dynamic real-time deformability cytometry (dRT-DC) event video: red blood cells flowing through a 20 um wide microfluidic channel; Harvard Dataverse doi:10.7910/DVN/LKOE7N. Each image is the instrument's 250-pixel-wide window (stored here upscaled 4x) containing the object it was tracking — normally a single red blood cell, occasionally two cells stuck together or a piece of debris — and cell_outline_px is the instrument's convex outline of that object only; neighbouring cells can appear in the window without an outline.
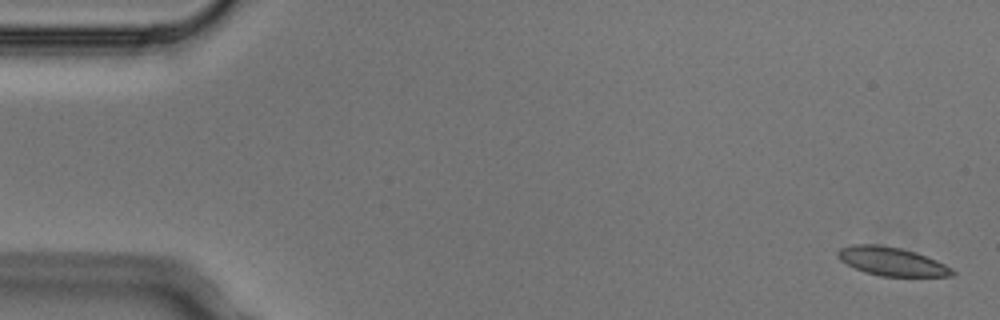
{"species": "Egyptian fruit bat (a non-hibernating species)", "species_latin": "Rousettus aegyptiacus", "temperature_condition": "cold", "stored_images_in_passage": 6, "camera_frame_rate_fps": 3000, "um_per_image_px": 0.085, "animal": {"sex": "male"}, "frame": {"image": 1, "passage_image": 1, "time_ms": 0.0, "image_size_px": [1000, 320], "cell_outline_px": [[956, 272], [952, 276], [880, 276], [864, 272], [840, 260], [836, 256], [836, 252], [840, 248], [852, 244], [880, 244], [900, 248], [916, 252], [936, 260], [952, 268]], "centroid_in_image_um": [75.78, 22.21], "position_along_channel_um": 9.2, "area_um2": 19.07}}